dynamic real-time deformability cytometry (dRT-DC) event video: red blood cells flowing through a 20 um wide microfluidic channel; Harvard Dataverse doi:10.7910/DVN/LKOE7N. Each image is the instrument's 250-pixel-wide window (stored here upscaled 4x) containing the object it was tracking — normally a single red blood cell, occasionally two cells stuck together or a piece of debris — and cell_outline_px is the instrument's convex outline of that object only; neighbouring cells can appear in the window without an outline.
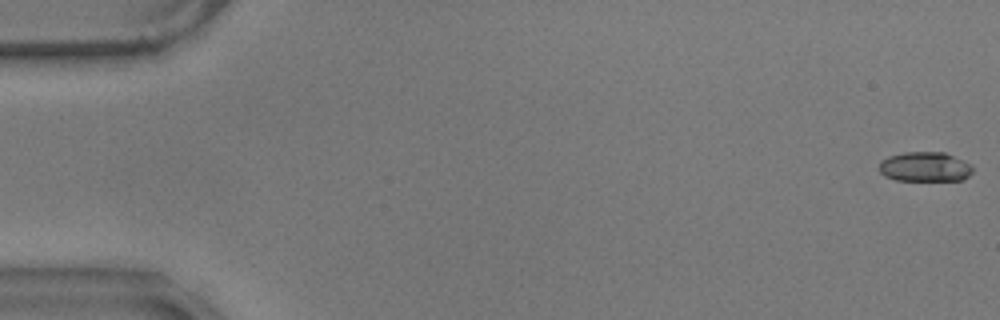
{"species": "common noctule bat (a hibernating species)", "species_latin": "Nyctalus noctula", "temperature_condition": "warm", "stored_images_in_passage": 58, "camera_frame_rate_fps": 3000, "um_per_image_px": 0.085, "animal": {"sex": "male", "body_mass_g": 17.9}, "frame": {"image": 1, "passage_image": 1, "time_ms": 0.0, "image_size_px": [1000, 320], "cell_outline_px": [[972, 172], [964, 180], [896, 180], [884, 176], [880, 172], [880, 160], [888, 156], [904, 152], [944, 152], [972, 164]], "centroid_in_image_um": [78.62, 14.17], "position_along_channel_um": 6.4, "area_um2": 16.24}}
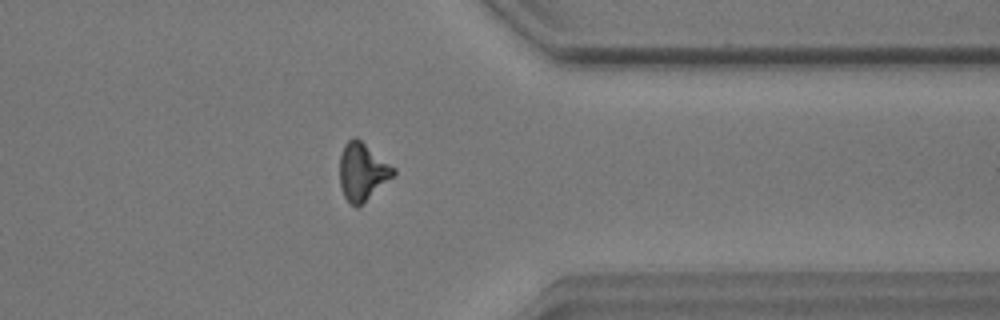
{"frame": {"image": 2, "passage_image": 46, "time_ms": 15.0, "image_size_px": [1000, 320], "cell_outline_px": [[396, 172], [392, 176], [356, 208], [348, 204], [344, 196], [340, 184], [340, 156], [344, 144], [352, 136], [356, 136], [396, 168]], "centroid_in_image_um": [30.77, 14.56], "position_along_channel_um": 380.6, "area_um2": 17.86}}
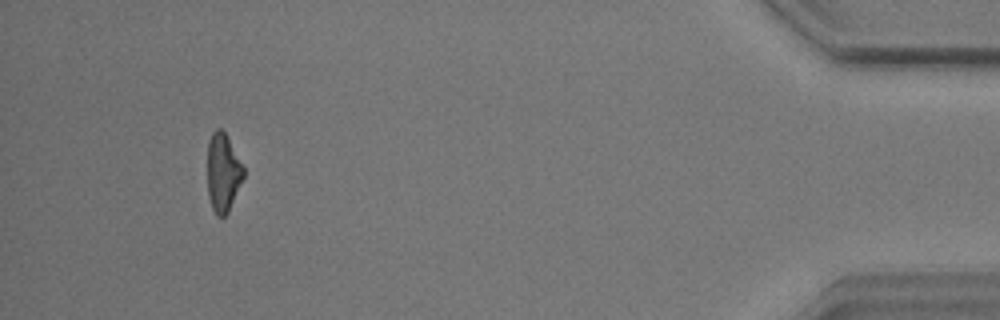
{"frame": {"image": 3, "passage_image": 54, "time_ms": 17.667, "image_size_px": [1000, 320], "cell_outline_px": [[244, 176], [228, 212], [224, 216], [216, 216], [212, 208], [208, 196], [208, 140], [212, 132], [216, 128], [220, 128], [224, 132], [244, 168]], "centroid_in_image_um": [18.94, 14.68], "position_along_channel_um": 416.3, "area_um2": 16.24}, "authors_computed_cell_mechanics": {"area_um2": 17.3689, "velocity_mm_per_s": 3.5451, "shape_relaxation_time_tau1_ms": 10.2486, "shape_relaxation_time_tau2_ms": 4.2862, "deformation_change_tau1": 0.2435, "deformation_change_tau2": 0.1393}}